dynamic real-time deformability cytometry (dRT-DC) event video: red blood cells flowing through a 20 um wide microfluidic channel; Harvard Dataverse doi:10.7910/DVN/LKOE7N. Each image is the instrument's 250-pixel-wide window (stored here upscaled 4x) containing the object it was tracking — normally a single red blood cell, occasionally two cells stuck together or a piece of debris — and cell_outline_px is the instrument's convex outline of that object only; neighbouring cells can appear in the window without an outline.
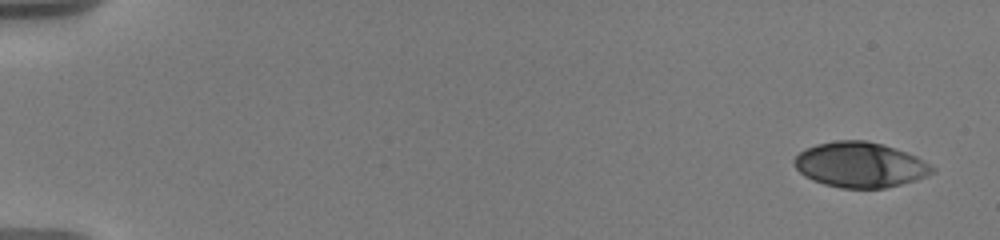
{"species": "human", "species_latin": "Homo sapiens", "temperature_condition": "warm", "stored_images_in_passage": 15, "camera_frame_rate_fps": 3000, "um_per_image_px": 0.085, "donor": {"sex": "male"}, "frame": {"image": 1, "passage_image": 1, "time_ms": 0.0, "image_size_px": [1000, 240], "cell_outline_px": [[936, 172], [916, 180], [884, 188], [840, 188], [824, 184], [812, 180], [804, 176], [796, 168], [792, 160], [804, 148], [816, 144], [836, 140], [868, 140], [884, 144], [916, 156], [936, 168]], "centroid_in_image_um": [73.1, 14.0], "position_along_channel_um": 11.9, "area_um2": 36.59}}
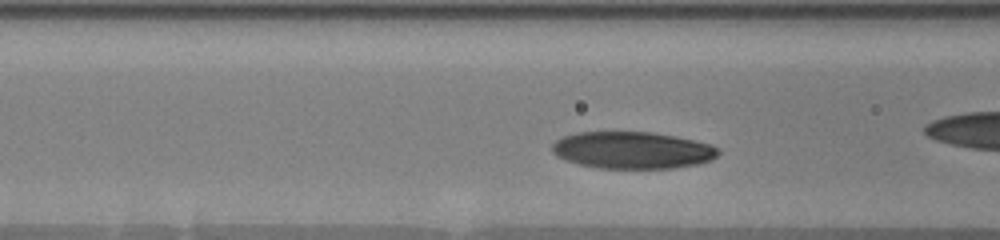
{"frame": {"image": 2, "passage_image": 13, "time_ms": 6.333, "image_size_px": [1000, 240], "cell_outline_px": [[720, 152], [712, 160], [696, 164], [676, 168], [596, 168], [580, 164], [556, 156], [552, 152], [552, 144], [556, 140], [564, 136], [576, 132], [652, 132], [676, 136], [712, 144], [720, 148]], "centroid_in_image_um": [53.78, 12.76], "position_along_channel_um": 112.8, "area_um2": 35.95}}